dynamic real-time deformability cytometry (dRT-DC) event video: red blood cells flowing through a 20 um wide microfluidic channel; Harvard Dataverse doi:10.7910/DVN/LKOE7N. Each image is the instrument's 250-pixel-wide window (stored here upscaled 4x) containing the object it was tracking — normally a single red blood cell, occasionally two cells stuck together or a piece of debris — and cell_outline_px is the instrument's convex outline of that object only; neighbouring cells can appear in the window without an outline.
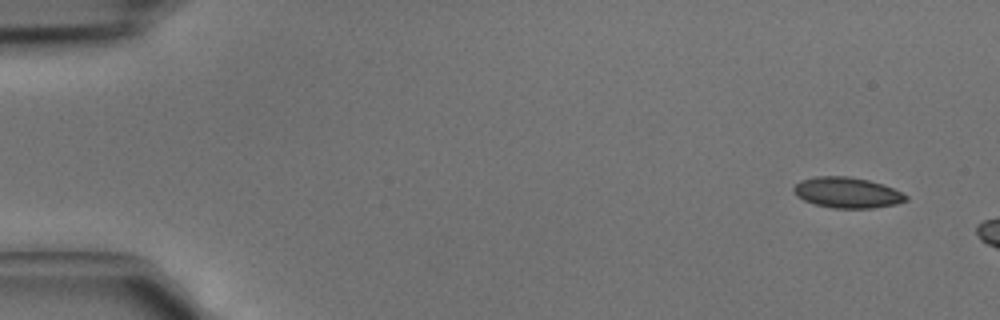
{"species": "common noctule bat (a hibernating species)", "species_latin": "Nyctalus noctula", "temperature_condition": "cold", "stored_images_in_passage": 2, "camera_frame_rate_fps": 3000, "um_per_image_px": 0.085, "animal": {"sex": "male", "body_mass_g": 15.6}, "frame": {"image": 1, "passage_image": 1, "time_ms": 0.0, "image_size_px": [1000, 320], "cell_outline_px": [[908, 200], [896, 204], [872, 208], [832, 208], [816, 204], [804, 200], [796, 196], [792, 188], [800, 180], [816, 176], [848, 176], [868, 180], [892, 188], [908, 196]], "centroid_in_image_um": [71.98, 16.37], "position_along_channel_um": 13.0, "area_um2": 19.94}}